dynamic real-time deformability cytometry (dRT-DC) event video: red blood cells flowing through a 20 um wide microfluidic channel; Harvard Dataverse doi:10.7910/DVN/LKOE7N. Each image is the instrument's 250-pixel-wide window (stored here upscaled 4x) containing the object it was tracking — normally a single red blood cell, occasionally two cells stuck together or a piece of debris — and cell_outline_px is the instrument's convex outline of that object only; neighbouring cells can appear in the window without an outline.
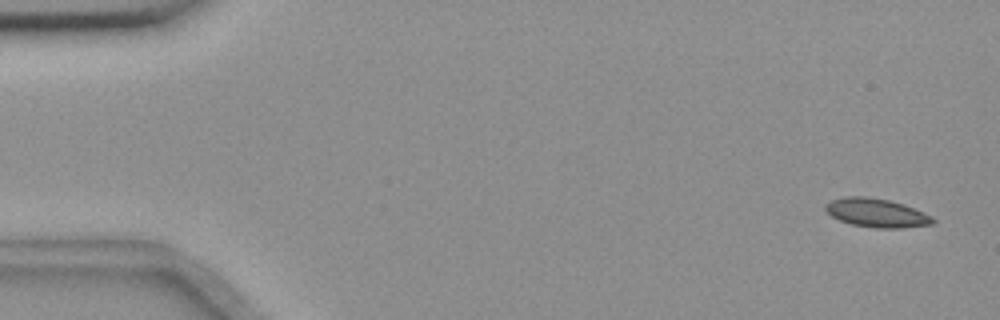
{"species": "common noctule bat (a hibernating species)", "species_latin": "Nyctalus noctula", "temperature_condition": "room temperature", "stored_images_in_passage": 17, "camera_frame_rate_fps": 3000, "um_per_image_px": 0.085, "animal": {"sex": "female", "body_mass_g": 18.4}, "frame": {"image": 1, "passage_image": 3, "time_ms": 0.667, "image_size_px": [1000, 320], "cell_outline_px": [[936, 220], [932, 224], [904, 228], [876, 228], [852, 224], [840, 220], [832, 216], [824, 208], [824, 204], [832, 200], [848, 196], [864, 196], [888, 200], [904, 204], [932, 216]], "centroid_in_image_um": [74.52, 18.1], "position_along_channel_um": 10.5, "area_um2": 17.86}}
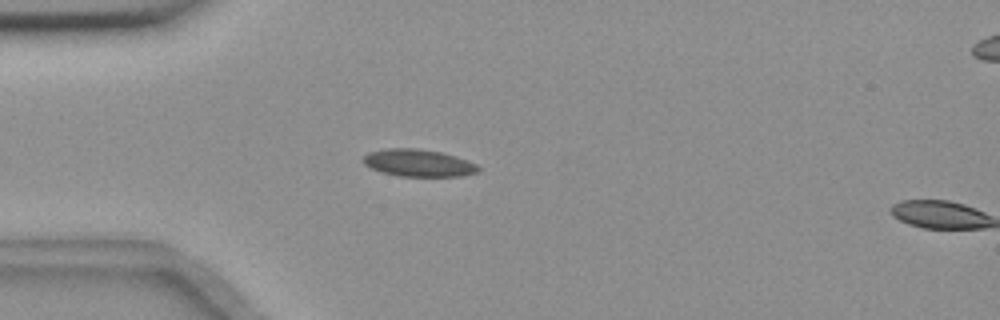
{"frame": {"image": 2, "passage_image": 16, "time_ms": 5.0, "image_size_px": [1000, 320], "cell_outline_px": [[480, 168], [476, 172], [460, 176], [400, 176], [380, 172], [364, 164], [364, 156], [368, 152], [388, 148], [416, 148], [440, 152], [456, 156], [468, 160], [476, 164]], "centroid_in_image_um": [35.56, 13.85], "position_along_channel_um": 49.4, "area_um2": 18.15}}